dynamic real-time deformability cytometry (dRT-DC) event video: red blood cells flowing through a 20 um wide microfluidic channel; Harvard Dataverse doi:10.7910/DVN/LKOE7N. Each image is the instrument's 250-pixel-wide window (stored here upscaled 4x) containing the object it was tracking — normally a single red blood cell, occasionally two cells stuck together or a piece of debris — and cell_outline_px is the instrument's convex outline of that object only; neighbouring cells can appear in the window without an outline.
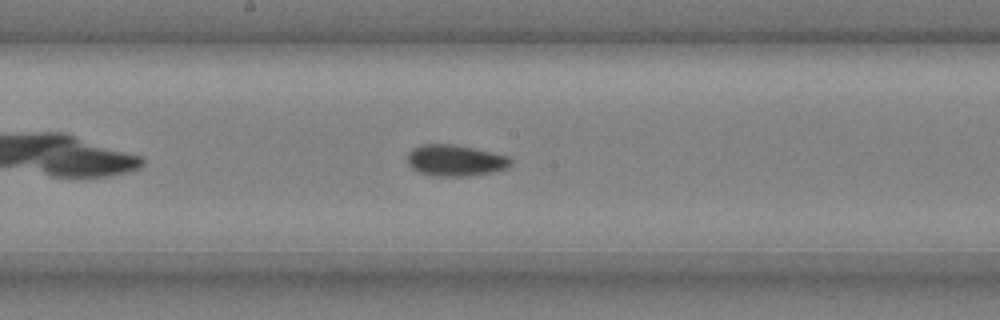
{"species": "common noctule bat (a hibernating species)", "species_latin": "Nyctalus noctula", "temperature_condition": "cold", "stored_images_in_passage": 41, "camera_frame_rate_fps": 3000, "um_per_image_px": 0.085, "animal": {"sex": "male", "body_mass_g": 20.4}, "frame": {"image": 1, "passage_image": 17, "time_ms": 5.333, "image_size_px": [1000, 320], "cell_outline_px": [[512, 164], [508, 168], [492, 172], [464, 176], [432, 176], [420, 172], [412, 168], [408, 164], [408, 152], [412, 148], [420, 144], [456, 144], [492, 152], [508, 156], [512, 160]], "centroid_in_image_um": [38.7, 13.63], "position_along_channel_um": 209.5, "area_um2": 18.96}}
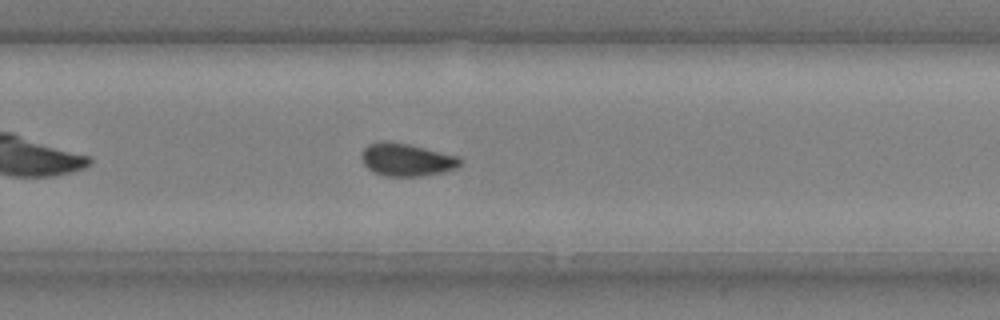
{"frame": {"image": 2, "passage_image": 24, "time_ms": 7.667, "image_size_px": [1000, 320], "cell_outline_px": [[460, 164], [456, 168], [444, 172], [420, 176], [384, 176], [372, 172], [364, 164], [360, 156], [364, 148], [368, 144], [380, 140], [388, 140], [408, 144], [460, 156]], "centroid_in_image_um": [34.53, 13.56], "position_along_channel_um": 295.3, "area_um2": 19.02}}
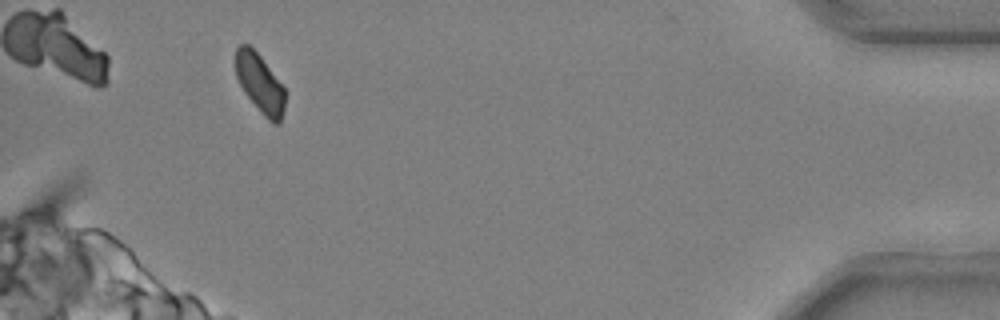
{"frame": {"image": 3, "passage_image": 38, "time_ms": 12.333, "image_size_px": [1000, 320], "cell_outline_px": [[284, 112], [280, 124], [272, 124], [264, 116], [244, 92], [236, 76], [232, 64], [236, 48], [240, 44], [248, 44], [260, 56], [284, 88]], "centroid_in_image_um": [22.04, 7.08], "position_along_channel_um": 413.2, "area_um2": 17.11}, "authors_computed_cell_mechanics": {"area_um2": 18.785, "velocity_mm_per_s": 3.6841, "shape_relaxation_time_tau1_ms": null, "shape_relaxation_time_tau2_ms": 2.4683, "deformation_change_tau1": null, "deformation_change_tau2": 0.055}}